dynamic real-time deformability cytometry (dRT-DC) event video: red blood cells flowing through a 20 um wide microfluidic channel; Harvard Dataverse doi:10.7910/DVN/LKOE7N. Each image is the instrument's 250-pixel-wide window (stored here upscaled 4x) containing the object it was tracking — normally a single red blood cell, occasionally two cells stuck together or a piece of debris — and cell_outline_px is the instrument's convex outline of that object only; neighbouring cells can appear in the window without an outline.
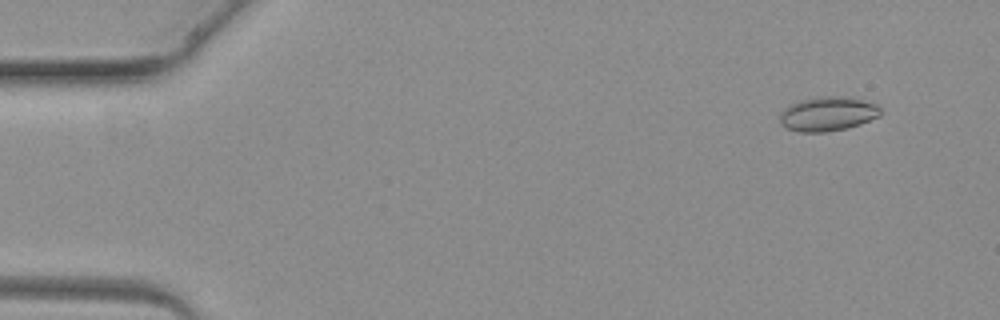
{"species": "common noctule bat (a hibernating species)", "species_latin": "Nyctalus noctula", "temperature_condition": "warm", "stored_images_in_passage": 4, "camera_frame_rate_fps": 3000, "um_per_image_px": 0.085, "animal": {"sex": "female", "body_mass_g": 19.3, "forearm_length_mm": 54.1}, "frame": {"image": 1, "passage_image": 4, "time_ms": 4.0, "image_size_px": [1000, 320], "cell_outline_px": [[880, 116], [860, 124], [848, 128], [824, 132], [800, 132], [784, 128], [780, 124], [780, 112], [788, 104], [800, 100], [824, 96], [852, 96], [876, 104], [880, 108]], "centroid_in_image_um": [70.34, 9.67], "position_along_channel_um": 14.7, "area_um2": 20.46}}